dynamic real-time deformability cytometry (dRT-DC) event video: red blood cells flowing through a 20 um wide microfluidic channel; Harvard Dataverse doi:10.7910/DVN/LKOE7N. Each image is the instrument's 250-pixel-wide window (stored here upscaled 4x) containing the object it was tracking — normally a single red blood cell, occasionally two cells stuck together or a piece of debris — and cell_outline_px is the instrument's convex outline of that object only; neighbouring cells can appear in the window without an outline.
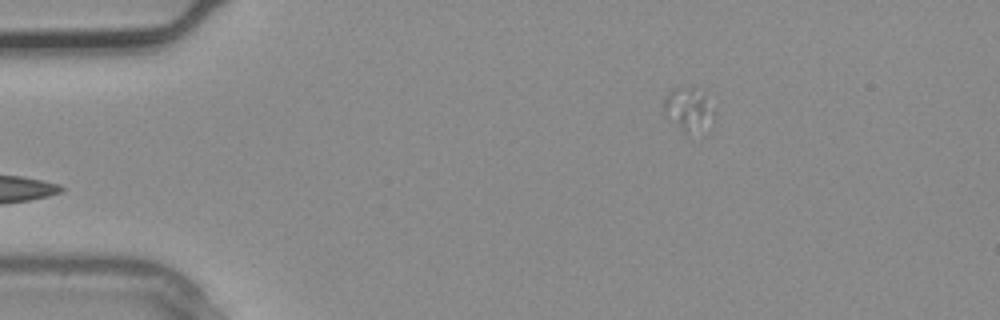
{"species": "common noctule bat (a hibernating species)", "species_latin": "Nyctalus noctula", "temperature_condition": "warm", "stored_images_in_passage": 2, "camera_frame_rate_fps": 3000, "um_per_image_px": 0.085, "animal": {"sex": "male", "body_mass_g": 20.4}, "frame": {"image": 1, "passage_image": 2, "time_ms": 0.333, "image_size_px": [1000, 320], "cell_outline_px": [[712, 120], [708, 132], [704, 136], [688, 136], [664, 116], [664, 100], [668, 92], [672, 88], [692, 88], [704, 96], [712, 112]], "centroid_in_image_um": [58.5, 9.46], "position_along_channel_um": 26.5, "area_um2": 13.01}}